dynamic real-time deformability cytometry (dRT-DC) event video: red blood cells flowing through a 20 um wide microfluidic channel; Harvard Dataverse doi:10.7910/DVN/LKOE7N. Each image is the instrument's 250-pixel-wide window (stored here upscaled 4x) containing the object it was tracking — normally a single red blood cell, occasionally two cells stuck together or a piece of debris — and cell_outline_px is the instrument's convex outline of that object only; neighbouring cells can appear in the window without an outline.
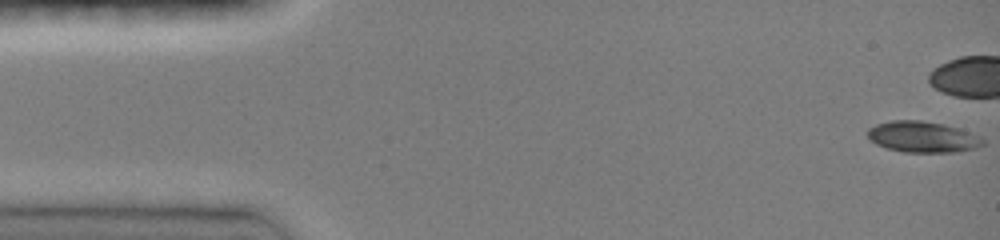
{"species": "common noctule bat (a hibernating species)", "species_latin": "Nyctalus noctula", "temperature_condition": "room temperature", "stored_images_in_passage": 39, "camera_frame_rate_fps": 3000, "um_per_image_px": 0.085, "animal": {"sex": "female", "body_mass_g": 19.0, "forearm_length_mm": 51.5}, "frame": {"image": 1, "passage_image": 1, "time_ms": 0.0, "image_size_px": [1000, 240], "cell_outline_px": [[984, 144], [972, 148], [956, 152], [904, 152], [888, 148], [876, 144], [868, 136], [868, 128], [876, 124], [892, 120], [920, 120], [944, 124], [980, 136], [984, 140]], "centroid_in_image_um": [78.4, 11.63], "position_along_channel_um": 6.6, "area_um2": 20.58}}